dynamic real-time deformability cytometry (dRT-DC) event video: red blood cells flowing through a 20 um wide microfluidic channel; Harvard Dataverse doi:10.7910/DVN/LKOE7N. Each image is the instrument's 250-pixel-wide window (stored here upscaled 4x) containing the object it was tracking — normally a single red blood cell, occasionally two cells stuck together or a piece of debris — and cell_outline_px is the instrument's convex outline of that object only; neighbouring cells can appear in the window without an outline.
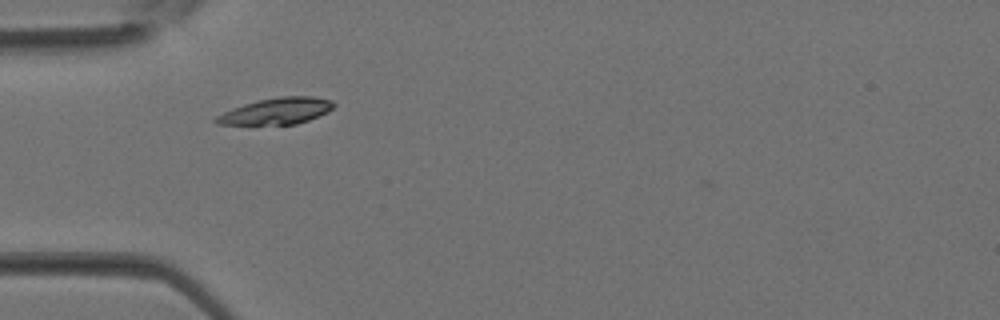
{"species": "Egyptian fruit bat (a non-hibernating species)", "species_latin": "Rousettus aegyptiacus", "temperature_condition": "room temperature", "stored_images_in_passage": 27, "camera_frame_rate_fps": 3000, "um_per_image_px": 0.085, "animal": {"sex": "female"}, "frame": {"image": 1, "passage_image": 1, "time_ms": 0.0, "image_size_px": [1000, 320], "cell_outline_px": [[336, 104], [328, 112], [308, 120], [296, 124], [216, 124], [212, 120], [216, 116], [232, 108], [244, 104], [260, 100], [280, 96], [312, 96], [332, 100]], "centroid_in_image_um": [23.52, 9.43], "position_along_channel_um": 61.5, "area_um2": 17.98}}
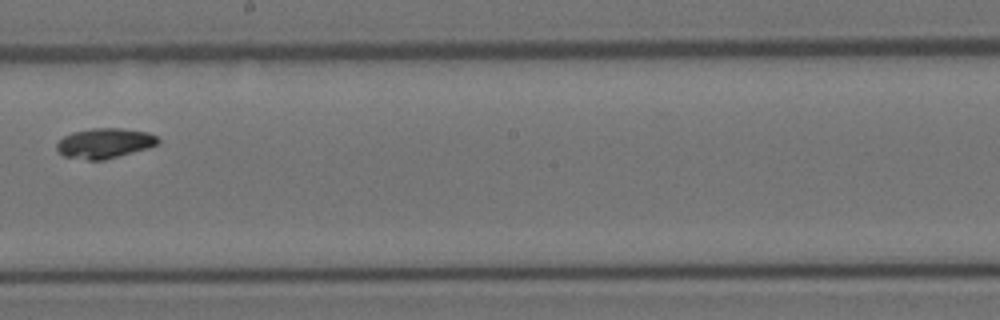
{"frame": {"image": 2, "passage_image": 11, "time_ms": 3.333, "image_size_px": [1000, 320], "cell_outline_px": [[160, 144], [148, 148], [104, 160], [88, 160], [64, 156], [56, 148], [56, 144], [64, 136], [72, 132], [92, 128], [120, 128], [148, 132], [156, 136], [160, 140]], "centroid_in_image_um": [8.91, 12.17], "position_along_channel_um": 239.3, "area_um2": 17.74}}
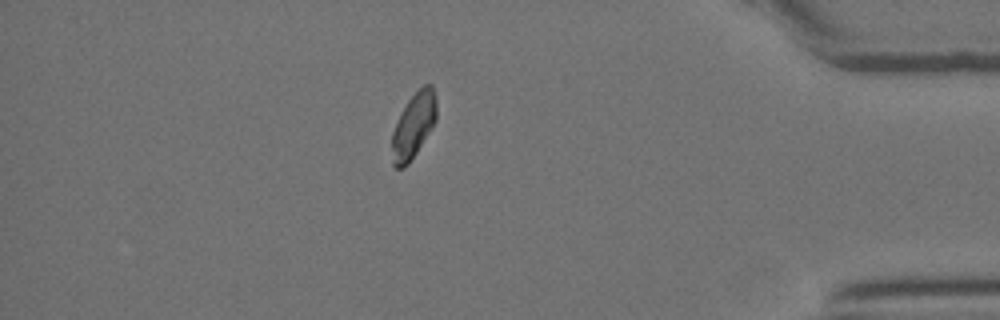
{"frame": {"image": 3, "passage_image": 22, "time_ms": 7.0, "image_size_px": [1000, 320], "cell_outline_px": [[436, 120], [432, 128], [408, 164], [404, 168], [396, 168], [392, 164], [392, 132], [400, 112], [408, 100], [424, 84], [432, 84], [436, 100]], "centroid_in_image_um": [35.14, 10.67], "position_along_channel_um": 400.1, "area_um2": 16.88}}